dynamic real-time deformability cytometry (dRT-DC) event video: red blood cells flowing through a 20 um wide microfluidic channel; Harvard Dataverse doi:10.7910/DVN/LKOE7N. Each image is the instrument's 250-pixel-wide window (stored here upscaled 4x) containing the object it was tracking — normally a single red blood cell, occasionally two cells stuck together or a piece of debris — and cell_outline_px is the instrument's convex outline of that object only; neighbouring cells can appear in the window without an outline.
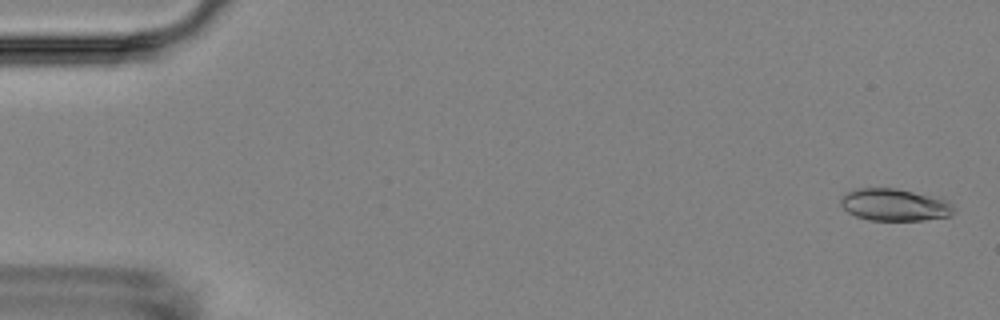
{"species": "Egyptian fruit bat (a non-hibernating species)", "species_latin": "Rousettus aegyptiacus", "temperature_condition": "room temperature", "stored_images_in_passage": 5, "camera_frame_rate_fps": 3000, "um_per_image_px": 0.085, "animal": {"sex": "female"}, "frame": {"image": 1, "passage_image": 1, "time_ms": 0.0, "image_size_px": [1000, 320], "cell_outline_px": [[956, 208], [948, 216], [924, 220], [868, 220], [856, 216], [848, 212], [840, 204], [840, 200], [848, 192], [856, 188], [896, 188], [944, 200], [952, 204]], "centroid_in_image_um": [76.0, 17.42], "position_along_channel_um": 9.0, "area_um2": 20.81}}